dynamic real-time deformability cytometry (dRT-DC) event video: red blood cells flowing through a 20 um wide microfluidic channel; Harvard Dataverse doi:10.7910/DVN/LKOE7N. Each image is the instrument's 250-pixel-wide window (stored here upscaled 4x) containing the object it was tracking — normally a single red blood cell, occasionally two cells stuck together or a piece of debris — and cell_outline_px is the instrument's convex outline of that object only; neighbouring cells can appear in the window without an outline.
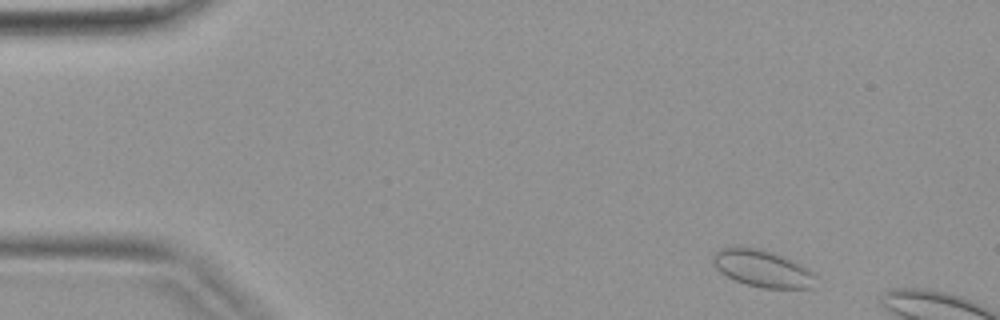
{"species": "common noctule bat (a hibernating species)", "species_latin": "Nyctalus noctula", "temperature_condition": "warm", "stored_images_in_passage": 7, "camera_frame_rate_fps": 3000, "um_per_image_px": 0.085, "animal": {"sex": "female", "body_mass_g": 19.9}, "frame": {"image": 1, "passage_image": 3, "time_ms": 0.667, "image_size_px": [1000, 320], "cell_outline_px": [[820, 276], [812, 288], [760, 288], [736, 280], [720, 272], [712, 264], [712, 256], [720, 248], [764, 248], [784, 256], [808, 268]], "centroid_in_image_um": [64.87, 22.83], "position_along_channel_um": 20.1, "area_um2": 22.31}}